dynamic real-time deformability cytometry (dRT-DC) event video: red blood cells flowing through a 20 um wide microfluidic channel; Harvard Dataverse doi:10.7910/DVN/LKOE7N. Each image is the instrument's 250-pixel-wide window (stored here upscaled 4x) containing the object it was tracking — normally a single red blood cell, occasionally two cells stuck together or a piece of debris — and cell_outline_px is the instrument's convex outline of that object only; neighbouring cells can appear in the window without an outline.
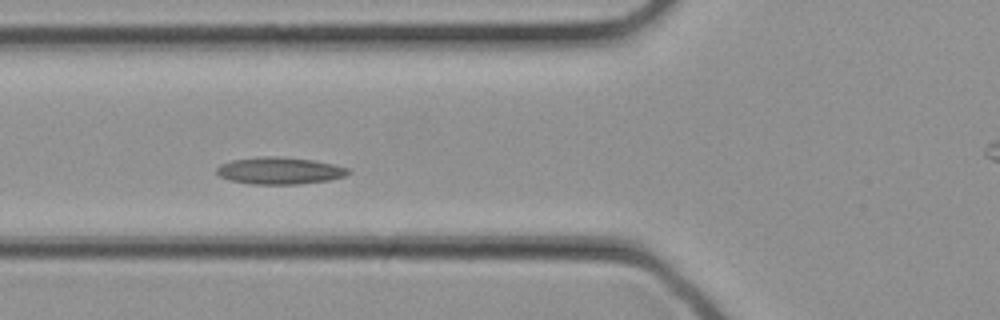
{"species": "common noctule bat (a hibernating species)", "species_latin": "Nyctalus noctula", "temperature_condition": "cold", "stored_images_in_passage": 12, "camera_frame_rate_fps": 3000, "um_per_image_px": 0.085, "animal": {"sex": "female", "body_mass_g": 21.9}, "frame": {"image": 1, "passage_image": 9, "time_ms": 2.667, "image_size_px": [1000, 320], "cell_outline_px": [[352, 172], [344, 176], [328, 180], [296, 184], [252, 184], [232, 180], [220, 176], [216, 172], [216, 168], [220, 164], [232, 160], [260, 156], [276, 156], [312, 160], [332, 164], [348, 168]], "centroid_in_image_um": [23.75, 14.5], "position_along_channel_um": 102.0, "area_um2": 20.52}}
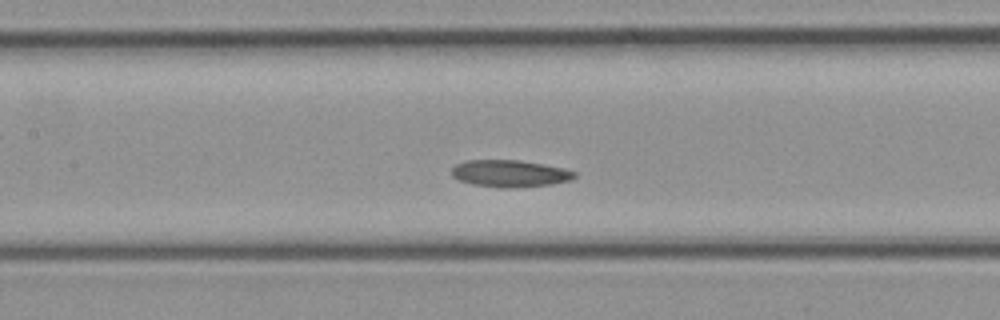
{"frame": {"image": 2, "passage_image": 12, "time_ms": 3.667, "image_size_px": [1000, 320], "cell_outline_px": [[576, 176], [572, 180], [552, 184], [516, 188], [504, 188], [472, 184], [460, 180], [452, 176], [452, 168], [456, 164], [464, 160], [520, 160], [544, 164], [564, 168], [576, 172]], "centroid_in_image_um": [43.36, 14.74], "position_along_channel_um": 164.0, "area_um2": 19.48}}